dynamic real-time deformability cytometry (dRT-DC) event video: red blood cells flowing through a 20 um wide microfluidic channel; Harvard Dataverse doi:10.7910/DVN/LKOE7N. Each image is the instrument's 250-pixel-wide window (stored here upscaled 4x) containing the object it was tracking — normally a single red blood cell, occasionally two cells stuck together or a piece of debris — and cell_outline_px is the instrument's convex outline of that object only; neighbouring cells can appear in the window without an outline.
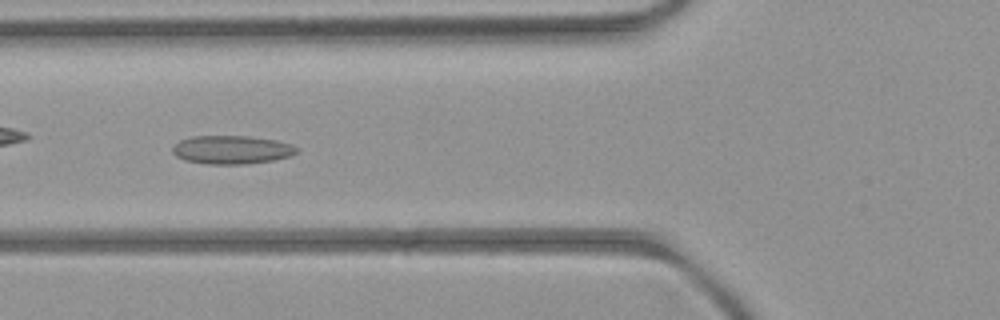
{"species": "common noctule bat (a hibernating species)", "species_latin": "Nyctalus noctula", "temperature_condition": "room temperature", "stored_images_in_passage": 6, "camera_frame_rate_fps": 3000, "um_per_image_px": 0.085, "animal": {"sex": "female", "body_mass_g": 21.9}, "frame": {"image": 1, "passage_image": 4, "time_ms": 3.333, "image_size_px": [1000, 320], "cell_outline_px": [[296, 152], [288, 156], [276, 160], [248, 164], [204, 164], [184, 160], [176, 156], [172, 152], [172, 148], [180, 140], [192, 136], [248, 136], [276, 140], [292, 144], [296, 148]], "centroid_in_image_um": [19.67, 12.73], "position_along_channel_um": 106.1, "area_um2": 20.63}}
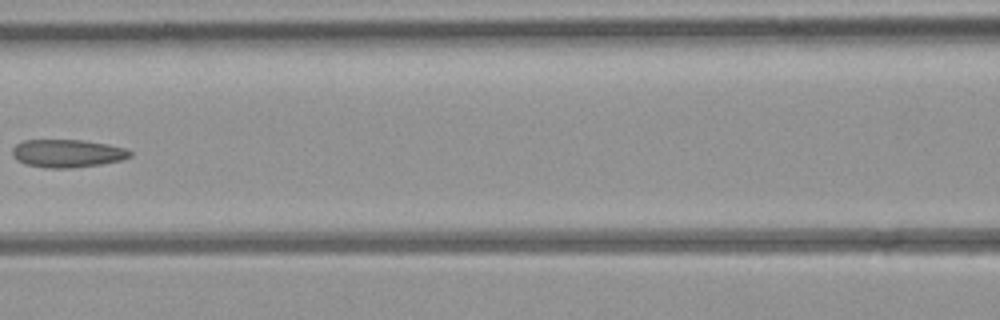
{"frame": {"image": 2, "passage_image": 5, "time_ms": 4.667, "image_size_px": [1000, 320], "cell_outline_px": [[132, 156], [120, 160], [100, 164], [72, 168], [44, 168], [24, 164], [16, 160], [12, 156], [12, 148], [16, 144], [24, 140], [80, 140], [108, 144], [124, 148], [132, 152]], "centroid_in_image_um": [5.68, 13.04], "position_along_channel_um": 160.9, "area_um2": 19.25}}
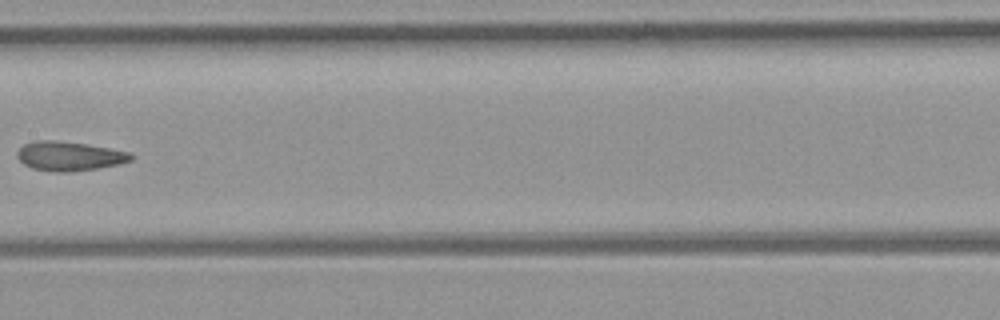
{"frame": {"image": 3, "passage_image": 6, "time_ms": 5.667, "image_size_px": [1000, 320], "cell_outline_px": [[132, 160], [120, 164], [96, 168], [68, 172], [56, 172], [32, 168], [24, 164], [16, 156], [16, 152], [24, 144], [36, 140], [56, 140], [88, 144], [132, 152]], "centroid_in_image_um": [5.89, 13.26], "position_along_channel_um": 201.5, "area_um2": 19.48}}